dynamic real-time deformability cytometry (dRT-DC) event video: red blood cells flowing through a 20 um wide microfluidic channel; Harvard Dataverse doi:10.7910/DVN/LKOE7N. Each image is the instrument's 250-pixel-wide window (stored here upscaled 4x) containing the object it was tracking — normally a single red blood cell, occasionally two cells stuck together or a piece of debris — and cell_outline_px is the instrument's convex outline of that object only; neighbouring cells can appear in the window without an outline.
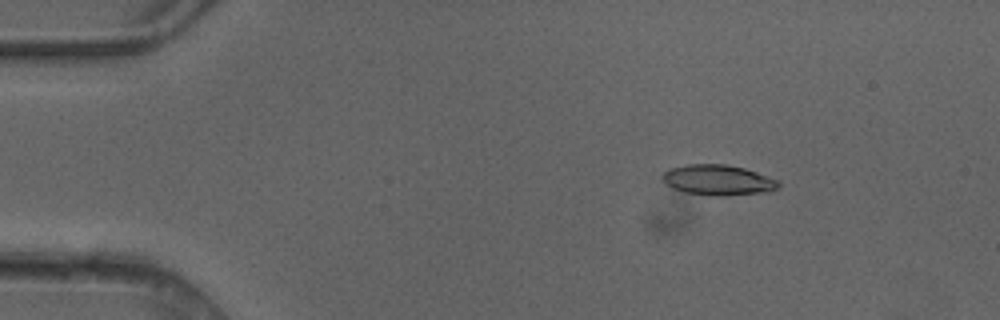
{"species": "common noctule bat (a hibernating species)", "species_latin": "Nyctalus noctula", "temperature_condition": "cold", "stored_images_in_passage": 3, "camera_frame_rate_fps": 3000, "um_per_image_px": 0.085, "animal": {"sex": "female"}, "frame": {"image": 1, "passage_image": 1, "time_ms": 0.0, "image_size_px": [1000, 320], "cell_outline_px": [[780, 184], [772, 192], [720, 196], [716, 196], [684, 192], [672, 188], [664, 180], [664, 172], [668, 168], [688, 164], [724, 164], [744, 168], [780, 180]], "centroid_in_image_um": [61.08, 15.3], "position_along_channel_um": 23.9, "area_um2": 20.58}}